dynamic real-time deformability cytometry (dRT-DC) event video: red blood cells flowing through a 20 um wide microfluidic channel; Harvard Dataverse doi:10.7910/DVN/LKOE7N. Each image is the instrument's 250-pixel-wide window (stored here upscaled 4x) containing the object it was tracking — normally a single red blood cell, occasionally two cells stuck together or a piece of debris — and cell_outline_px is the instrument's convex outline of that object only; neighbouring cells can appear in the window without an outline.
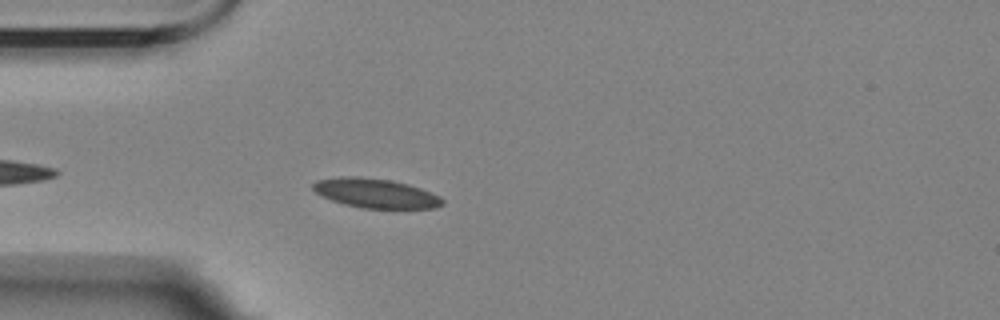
{"species": "Egyptian fruit bat (a non-hibernating species)", "species_latin": "Rousettus aegyptiacus", "temperature_condition": "room temperature", "stored_images_in_passage": 46, "camera_frame_rate_fps": 3000, "um_per_image_px": 0.085, "animal": {"sex": "female"}, "frame": {"image": 1, "passage_image": 5, "time_ms": 1.333, "image_size_px": [1000, 320], "cell_outline_px": [[444, 204], [436, 208], [360, 208], [344, 204], [332, 200], [316, 192], [312, 188], [312, 184], [316, 180], [340, 176], [360, 176], [388, 180], [408, 184], [420, 188], [440, 196], [444, 200]], "centroid_in_image_um": [31.93, 16.42], "position_along_channel_um": 53.1, "area_um2": 22.14}}
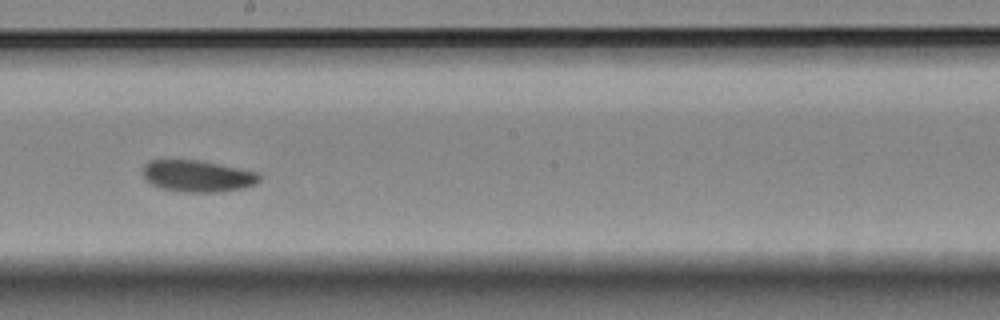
{"frame": {"image": 2, "passage_image": 21, "time_ms": 6.667, "image_size_px": [1000, 320], "cell_outline_px": [[260, 180], [256, 184], [244, 188], [220, 192], [184, 192], [160, 188], [152, 184], [144, 176], [144, 164], [148, 160], [200, 160], [260, 172]], "centroid_in_image_um": [16.84, 14.96], "position_along_channel_um": 231.4, "area_um2": 21.62}}
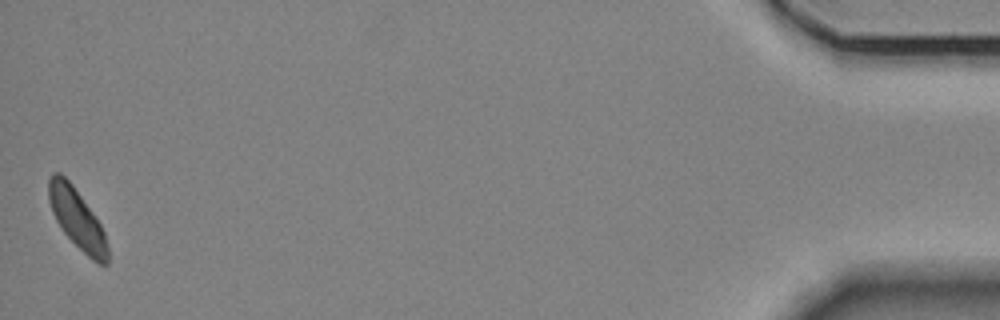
{"frame": {"image": 3, "passage_image": 46, "time_ms": 15.0, "image_size_px": [1000, 320], "cell_outline_px": [[108, 264], [100, 264], [92, 260], [64, 232], [56, 220], [52, 212], [48, 200], [48, 180], [52, 172], [60, 172], [72, 184], [92, 212], [100, 224], [104, 232], [108, 248]], "centroid_in_image_um": [6.53, 18.56], "position_along_channel_um": 428.7, "area_um2": 20.23}, "authors_computed_cell_mechanics": {"area_um2": 21.5883, "velocity_mm_per_s": 3.4652, "shape_relaxation_time_tau1_ms": 3.1536, "shape_relaxation_time_tau2_ms": null, "deformation_change_tau1": 0.0658, "deformation_change_tau2": null}}